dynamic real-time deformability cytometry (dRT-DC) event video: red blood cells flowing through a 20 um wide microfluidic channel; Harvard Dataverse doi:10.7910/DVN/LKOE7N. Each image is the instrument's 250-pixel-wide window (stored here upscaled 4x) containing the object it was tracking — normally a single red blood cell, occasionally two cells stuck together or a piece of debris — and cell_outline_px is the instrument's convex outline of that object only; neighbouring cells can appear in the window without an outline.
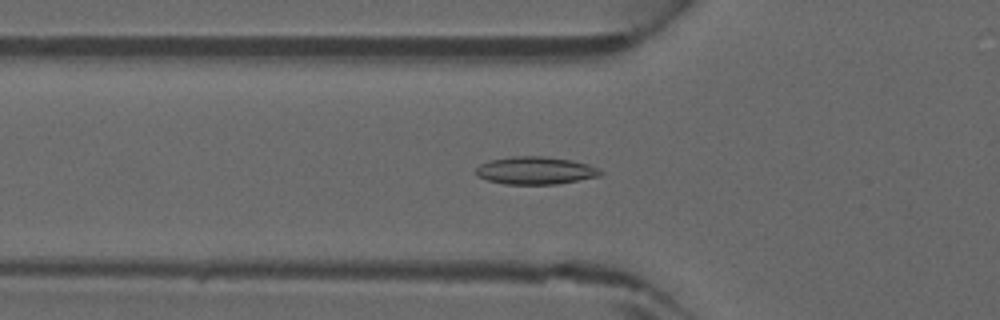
{"species": "common noctule bat (a hibernating species)", "species_latin": "Nyctalus noctula", "temperature_condition": "warm", "stored_images_in_passage": 40, "camera_frame_rate_fps": 3000, "um_per_image_px": 0.085, "animal": {"sex": "male", "forearm_length_mm": 52.5}, "frame": {"image": 1, "passage_image": 13, "time_ms": 4.0, "image_size_px": [1000, 320], "cell_outline_px": [[604, 172], [600, 176], [556, 184], [504, 184], [488, 180], [476, 176], [476, 168], [480, 164], [492, 160], [512, 156], [544, 156], [572, 160], [588, 164], [600, 168]], "centroid_in_image_um": [45.54, 14.49], "position_along_channel_um": 80.3, "area_um2": 20.11}}
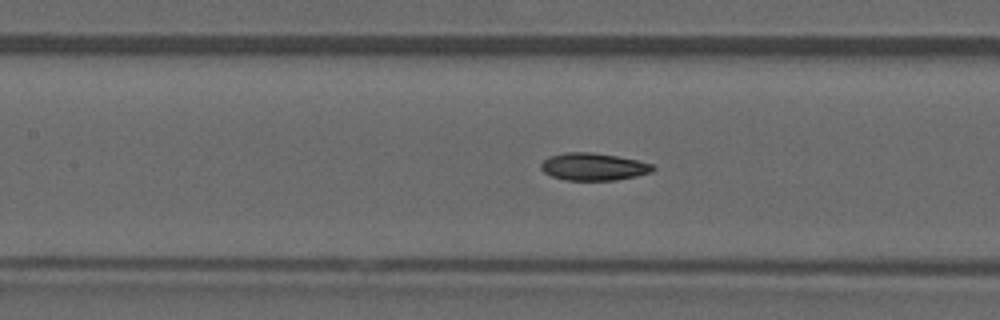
{"frame": {"image": 2, "passage_image": 18, "time_ms": 5.667, "image_size_px": [1000, 320], "cell_outline_px": [[656, 168], [652, 172], [636, 176], [616, 180], [564, 180], [552, 176], [544, 172], [540, 168], [540, 164], [548, 156], [564, 152], [592, 152], [616, 156], [636, 160], [652, 164]], "centroid_in_image_um": [50.42, 14.17], "position_along_channel_um": 157.0, "area_um2": 17.92}}
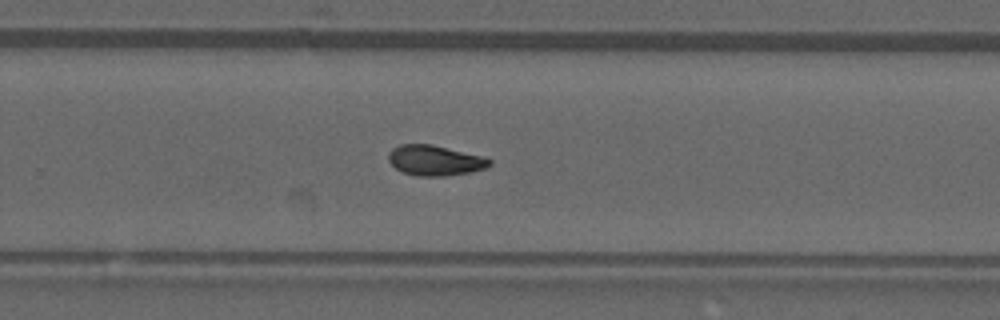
{"frame": {"image": 3, "passage_image": 27, "time_ms": 8.667, "image_size_px": [1000, 320], "cell_outline_px": [[492, 164], [484, 168], [472, 172], [444, 176], [416, 176], [404, 172], [396, 168], [388, 160], [388, 152], [392, 148], [400, 144], [432, 144], [484, 156], [492, 160]], "centroid_in_image_um": [36.98, 13.63], "position_along_channel_um": 292.8, "area_um2": 17.98}}